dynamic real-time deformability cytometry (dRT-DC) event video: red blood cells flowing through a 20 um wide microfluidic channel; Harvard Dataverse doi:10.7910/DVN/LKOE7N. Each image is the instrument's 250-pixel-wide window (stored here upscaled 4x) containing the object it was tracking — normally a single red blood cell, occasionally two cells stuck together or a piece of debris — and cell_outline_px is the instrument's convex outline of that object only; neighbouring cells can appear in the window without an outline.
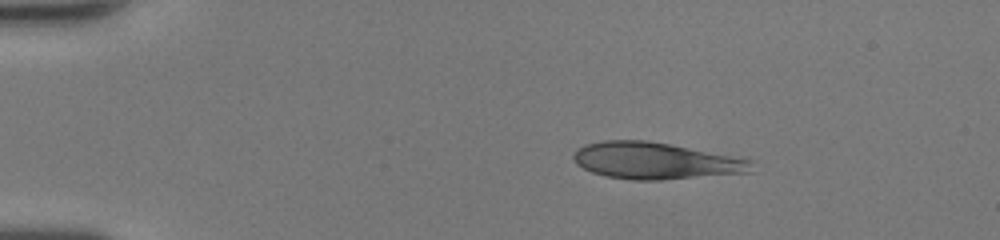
{"species": "human", "species_latin": "Homo sapiens", "temperature_condition": "room temperature", "stored_images_in_passage": 40, "camera_frame_rate_fps": 3000, "um_per_image_px": 0.085, "donor": {"sex": "female"}, "frame": {"image": 1, "passage_image": 1, "time_ms": 0.0, "image_size_px": [1000, 240], "cell_outline_px": [[752, 172], [664, 180], [632, 180], [604, 176], [592, 172], [576, 164], [572, 160], [572, 156], [576, 148], [584, 144], [604, 140], [648, 140], [748, 156], [752, 160]], "centroid_in_image_um": [55.8, 13.65], "position_along_channel_um": 29.2, "area_um2": 39.36}}
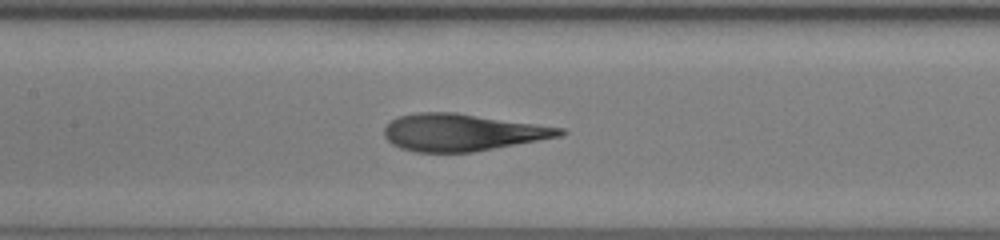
{"frame": {"image": 2, "passage_image": 16, "time_ms": 5.0, "image_size_px": [1000, 240], "cell_outline_px": [[568, 132], [560, 136], [472, 152], [416, 152], [400, 148], [392, 144], [384, 136], [384, 128], [392, 120], [400, 116], [420, 112], [456, 112], [564, 128]], "centroid_in_image_um": [39.27, 11.25], "position_along_channel_um": 168.1, "area_um2": 37.69}}
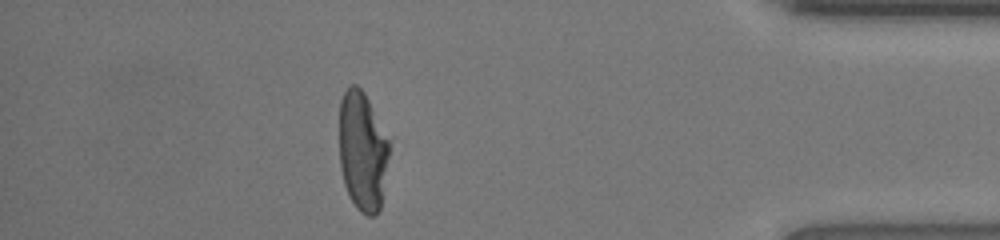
{"frame": {"image": 3, "passage_image": 35, "time_ms": 11.333, "image_size_px": [1000, 240], "cell_outline_px": [[388, 156], [380, 208], [376, 216], [368, 216], [360, 212], [356, 208], [348, 196], [344, 184], [340, 168], [340, 100], [344, 92], [352, 84], [356, 84], [364, 92], [388, 140]], "centroid_in_image_um": [30.78, 12.89], "position_along_channel_um": 404.4, "area_um2": 34.33}, "authors_computed_cell_mechanics": {"area_um2": 37.8301, "velocity_mm_per_s": 4.3296, "shape_relaxation_time_tau1_ms": 5.3741, "shape_relaxation_time_tau2_ms": 0.8683, "deformation_change_tau1": 0.2464, "deformation_change_tau2": 0.0896}}